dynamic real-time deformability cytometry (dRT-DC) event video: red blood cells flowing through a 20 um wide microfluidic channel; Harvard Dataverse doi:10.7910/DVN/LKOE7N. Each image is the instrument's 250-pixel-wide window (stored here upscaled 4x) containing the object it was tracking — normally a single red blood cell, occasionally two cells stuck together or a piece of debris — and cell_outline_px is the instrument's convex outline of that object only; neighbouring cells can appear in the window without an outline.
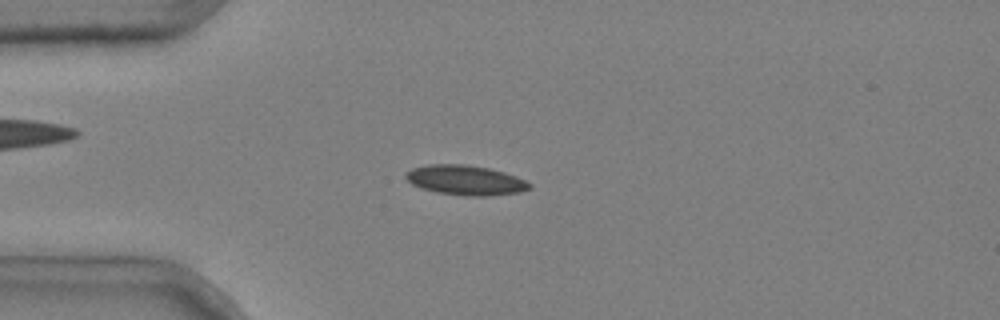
{"species": "common noctule bat (a hibernating species)", "species_latin": "Nyctalus noctula", "temperature_condition": "cold", "stored_images_in_passage": 3, "camera_frame_rate_fps": 3000, "um_per_image_px": 0.085, "animal": {"sex": "male", "body_mass_g": 20.4}, "frame": {"image": 1, "passage_image": 3, "time_ms": 0.667, "image_size_px": [1000, 320], "cell_outline_px": [[532, 188], [520, 192], [484, 196], [468, 196], [436, 192], [420, 188], [412, 184], [404, 176], [412, 168], [428, 164], [468, 164], [488, 168], [504, 172], [516, 176], [532, 184]], "centroid_in_image_um": [39.57, 15.31], "position_along_channel_um": 45.4, "area_um2": 21.5}}